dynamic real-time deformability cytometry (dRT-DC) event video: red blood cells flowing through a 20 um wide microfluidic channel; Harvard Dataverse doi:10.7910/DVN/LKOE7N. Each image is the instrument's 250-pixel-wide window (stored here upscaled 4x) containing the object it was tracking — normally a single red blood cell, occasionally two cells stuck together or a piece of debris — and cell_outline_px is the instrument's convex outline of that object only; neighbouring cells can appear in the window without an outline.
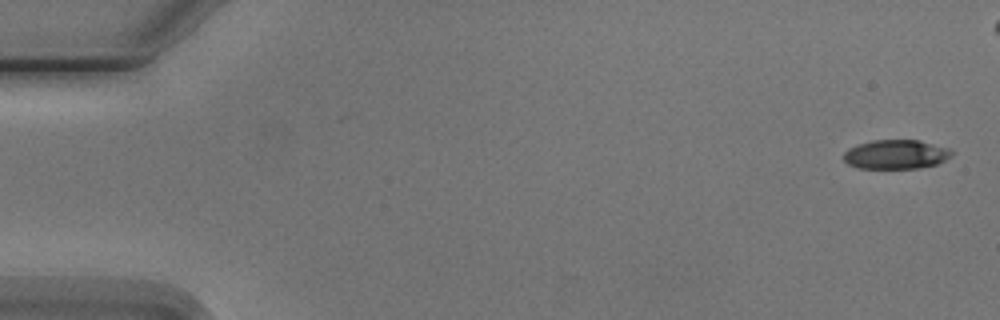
{"species": "Egyptian fruit bat (a non-hibernating species)", "species_latin": "Rousettus aegyptiacus", "temperature_condition": "cold", "stored_images_in_passage": 6, "camera_frame_rate_fps": 3000, "um_per_image_px": 0.085, "animal": {"sex": "male"}, "frame": {"image": 1, "passage_image": 1, "time_ms": 0.0, "image_size_px": [1000, 320], "cell_outline_px": [[952, 156], [936, 164], [920, 168], [860, 168], [848, 164], [844, 160], [844, 152], [848, 148], [872, 140], [920, 140], [948, 148], [952, 152]], "centroid_in_image_um": [76.15, 13.12], "position_along_channel_um": 8.8, "area_um2": 18.26}}
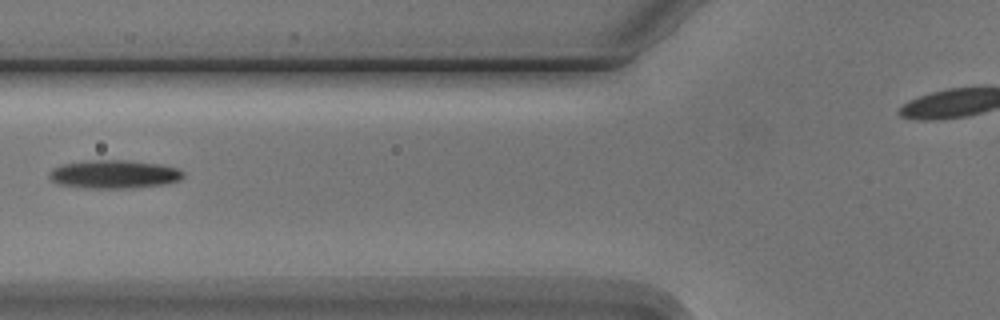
{"frame": {"image": 2, "passage_image": 6, "time_ms": 6.667, "image_size_px": [1000, 320], "cell_outline_px": [[184, 176], [180, 180], [164, 184], [128, 188], [92, 188], [56, 184], [48, 176], [48, 172], [52, 168], [64, 164], [84, 160], [128, 160], [160, 164], [176, 168], [184, 172]], "centroid_in_image_um": [9.67, 14.8], "position_along_channel_um": 116.1, "area_um2": 22.2}}